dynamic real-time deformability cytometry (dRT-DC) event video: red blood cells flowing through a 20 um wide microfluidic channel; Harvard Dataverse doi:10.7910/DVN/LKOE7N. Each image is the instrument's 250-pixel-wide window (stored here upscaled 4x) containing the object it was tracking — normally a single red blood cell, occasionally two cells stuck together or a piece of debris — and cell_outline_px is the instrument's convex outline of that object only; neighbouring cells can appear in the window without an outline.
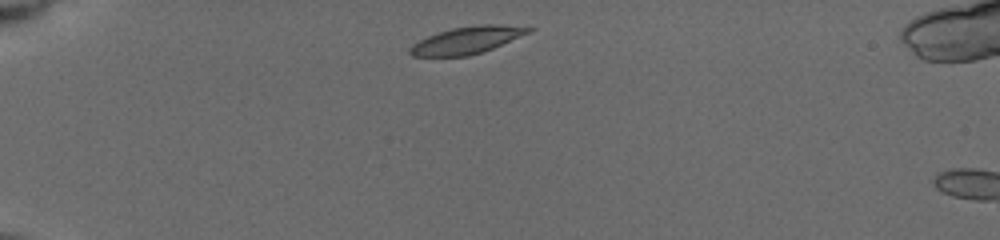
{"species": "common noctule bat (a hibernating species)", "species_latin": "Nyctalus noctula", "temperature_condition": "cold", "stored_images_in_passage": 2, "camera_frame_rate_fps": 3000, "um_per_image_px": 0.085, "animal": {"sex": "female", "body_mass_g": 19.5, "forearm_length_mm": 54.1}, "frame": {"image": 1, "passage_image": 1, "time_ms": 0.0, "image_size_px": [1000, 240], "cell_outline_px": [[536, 28], [532, 32], [492, 48], [468, 56], [412, 56], [408, 52], [408, 48], [412, 44], [428, 36], [452, 28], [476, 24], [500, 24]], "centroid_in_image_um": [39.71, 3.4], "position_along_channel_um": 45.3, "area_um2": 18.73}}